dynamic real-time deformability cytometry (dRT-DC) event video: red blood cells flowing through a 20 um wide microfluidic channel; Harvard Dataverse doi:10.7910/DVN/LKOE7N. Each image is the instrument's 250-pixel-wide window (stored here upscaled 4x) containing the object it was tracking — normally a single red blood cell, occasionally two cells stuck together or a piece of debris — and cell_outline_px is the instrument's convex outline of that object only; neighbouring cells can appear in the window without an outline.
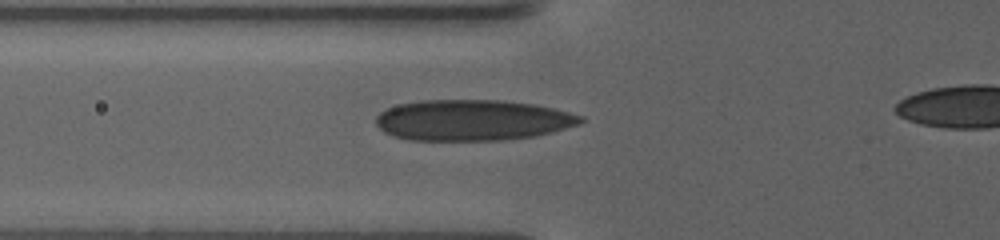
{"species": "human", "species_latin": "Homo sapiens", "temperature_condition": "warm", "stored_images_in_passage": 73, "camera_frame_rate_fps": 3000, "um_per_image_px": 0.085, "donor": {"sex": "female"}, "frame": {"image": 1, "passage_image": 27, "time_ms": 6.667, "image_size_px": [1000, 240], "cell_outline_px": [[584, 120], [580, 124], [552, 132], [536, 136], [504, 140], [412, 140], [392, 136], [384, 132], [376, 124], [376, 116], [380, 112], [388, 108], [400, 104], [420, 100], [504, 100], [536, 104], [584, 116]], "centroid_in_image_um": [40.18, 10.21], "position_along_channel_um": 85.6, "area_um2": 48.96}}
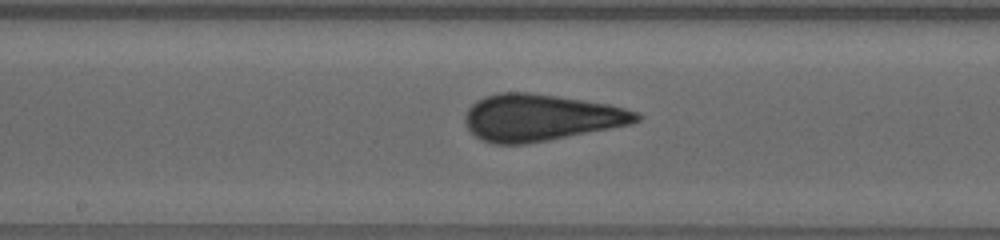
{"frame": {"image": 2, "passage_image": 42, "time_ms": 10.667, "image_size_px": [1000, 240], "cell_outline_px": [[644, 116], [640, 120], [632, 124], [548, 140], [524, 144], [492, 144], [480, 140], [468, 128], [464, 120], [464, 116], [468, 108], [476, 100], [484, 96], [500, 92], [528, 92], [584, 100], [608, 104], [640, 112]], "centroid_in_image_um": [45.95, 9.99], "position_along_channel_um": 202.2, "area_um2": 46.82}}
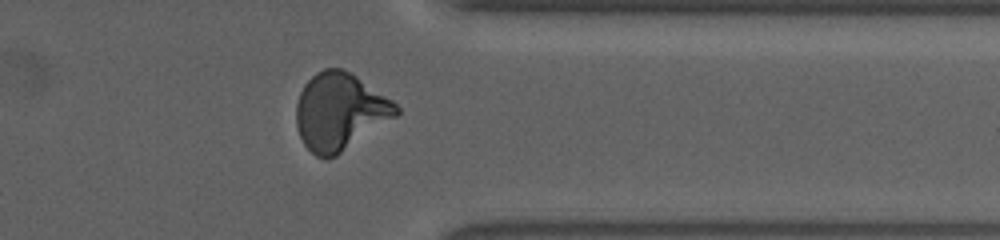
{"frame": {"image": 3, "passage_image": 65, "time_ms": 17.0, "image_size_px": [1000, 240], "cell_outline_px": [[400, 112], [396, 116], [336, 156], [328, 160], [316, 156], [304, 144], [300, 136], [296, 124], [296, 104], [300, 92], [304, 84], [316, 72], [324, 68], [340, 68], [356, 76], [392, 100], [400, 108]], "centroid_in_image_um": [28.86, 9.49], "position_along_channel_um": 382.5, "area_um2": 44.62}}